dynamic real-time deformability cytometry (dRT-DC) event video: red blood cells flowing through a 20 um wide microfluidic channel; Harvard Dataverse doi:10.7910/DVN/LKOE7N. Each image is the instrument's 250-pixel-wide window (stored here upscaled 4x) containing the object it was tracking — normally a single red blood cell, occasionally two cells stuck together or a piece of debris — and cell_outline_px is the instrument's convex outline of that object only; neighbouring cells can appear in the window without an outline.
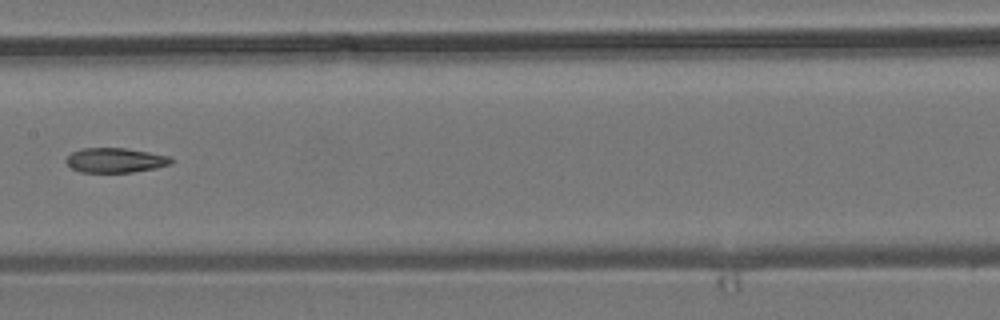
{"species": "common noctule bat (a hibernating species)", "species_latin": "Nyctalus noctula", "temperature_condition": "room temperature", "stored_images_in_passage": 6, "camera_frame_rate_fps": 3000, "um_per_image_px": 0.085, "animal": {"sex": "male", "body_mass_g": 19.2, "forearm_length_mm": 51.8}, "frame": {"image": 1, "passage_image": 5, "time_ms": 5.0, "image_size_px": [1000, 320], "cell_outline_px": [[176, 160], [172, 164], [156, 168], [132, 172], [80, 172], [72, 168], [64, 160], [72, 152], [80, 148], [124, 148], [172, 156]], "centroid_in_image_um": [9.85, 13.62], "position_along_channel_um": 197.6, "area_um2": 15.26}}